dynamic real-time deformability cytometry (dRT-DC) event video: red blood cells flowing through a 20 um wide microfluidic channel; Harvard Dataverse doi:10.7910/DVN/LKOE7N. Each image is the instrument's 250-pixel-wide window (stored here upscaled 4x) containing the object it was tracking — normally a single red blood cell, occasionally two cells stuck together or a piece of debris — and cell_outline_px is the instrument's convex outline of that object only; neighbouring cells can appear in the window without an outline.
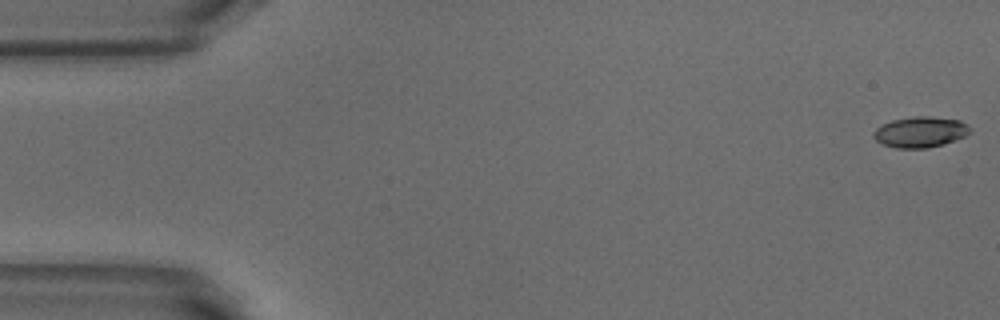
{"species": "common noctule bat (a hibernating species)", "species_latin": "Nyctalus noctula", "temperature_condition": "warm", "stored_images_in_passage": 52, "camera_frame_rate_fps": 3000, "um_per_image_px": 0.085, "animal": {"sex": "male", "body_mass_g": 18.8}, "frame": {"image": 1, "passage_image": 1, "time_ms": 0.0, "image_size_px": [1000, 320], "cell_outline_px": [[968, 132], [964, 136], [928, 148], [896, 148], [884, 144], [876, 140], [872, 136], [872, 132], [876, 128], [892, 120], [916, 116], [932, 116], [960, 120], [968, 128]], "centroid_in_image_um": [78.16, 11.21], "position_along_channel_um": 6.8, "area_um2": 16.88}}
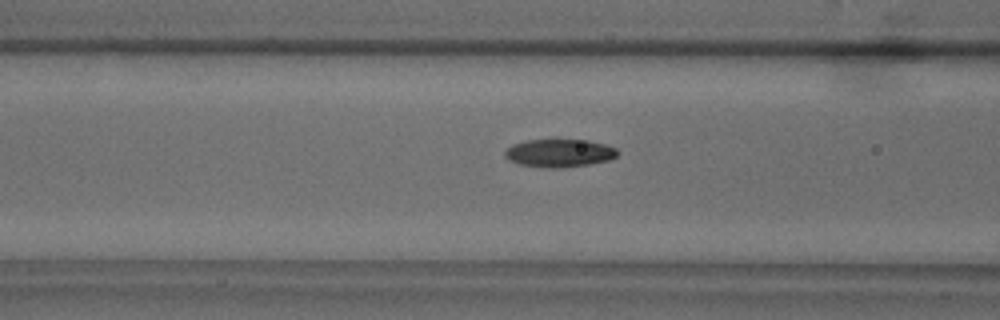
{"frame": {"image": 2, "passage_image": 20, "time_ms": 6.333, "image_size_px": [1000, 320], "cell_outline_px": [[620, 152], [616, 156], [608, 160], [588, 164], [560, 168], [548, 168], [520, 164], [508, 160], [504, 156], [504, 152], [512, 144], [528, 140], [588, 140], [604, 144], [616, 148]], "centroid_in_image_um": [47.54, 13.01], "position_along_channel_um": 119.1, "area_um2": 18.26}}
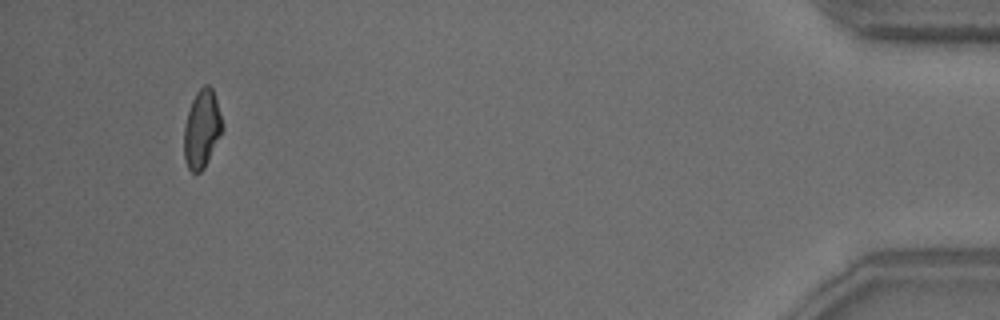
{"frame": {"image": 3, "passage_image": 49, "time_ms": 16.0, "image_size_px": [1000, 320], "cell_outline_px": [[224, 128], [204, 168], [200, 172], [192, 172], [188, 168], [184, 160], [184, 124], [192, 100], [196, 92], [204, 84], [208, 84], [212, 88], [216, 100]], "centroid_in_image_um": [17.15, 10.96], "position_along_channel_um": 418.1, "area_um2": 17.34}, "authors_computed_cell_mechanics": {"area_um2": 17.7735, "velocity_mm_per_s": 3.8731, "shape_relaxation_time_tau1_ms": 6.7224, "shape_relaxation_time_tau2_ms": 2.915, "deformation_change_tau1": 0.1639, "deformation_change_tau2": 0.0738}}